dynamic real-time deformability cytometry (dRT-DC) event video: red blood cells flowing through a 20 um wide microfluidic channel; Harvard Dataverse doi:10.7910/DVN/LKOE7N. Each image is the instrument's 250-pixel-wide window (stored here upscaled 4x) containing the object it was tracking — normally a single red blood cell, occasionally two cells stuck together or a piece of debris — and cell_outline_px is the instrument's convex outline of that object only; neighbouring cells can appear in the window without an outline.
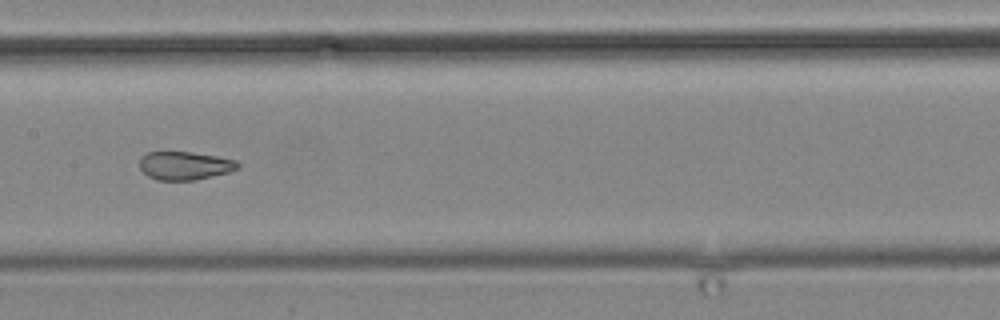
{"species": "common noctule bat (a hibernating species)", "species_latin": "Nyctalus noctula", "temperature_condition": "cold", "stored_images_in_passage": 18, "segment_of_instrument_passage": [1, 2], "camera_frame_rate_fps": 3000, "um_per_image_px": 0.085, "animal": {"sex": "male", "body_mass_g": 19.2, "forearm_length_mm": 51.8}, "frame": {"image": 1, "passage_image": 11, "time_ms": 13.0, "image_size_px": [1000, 320], "cell_outline_px": [[240, 168], [228, 172], [196, 180], [156, 180], [148, 176], [140, 168], [140, 156], [148, 152], [192, 152], [216, 156], [236, 160], [240, 164]], "centroid_in_image_um": [15.71, 14.08], "position_along_channel_um": 191.7, "area_um2": 16.24}}
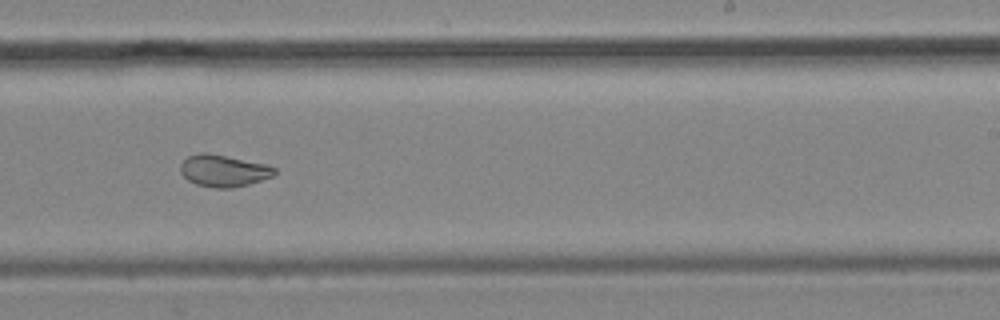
{"frame": {"image": 2, "passage_image": 13, "time_ms": 15.333, "image_size_px": [1000, 320], "cell_outline_px": [[276, 172], [272, 176], [248, 184], [232, 188], [216, 188], [196, 184], [188, 180], [180, 172], [180, 164], [188, 156], [200, 152], [204, 152], [268, 164], [276, 168]], "centroid_in_image_um": [18.99, 14.51], "position_along_channel_um": 270.0, "area_um2": 17.4}}